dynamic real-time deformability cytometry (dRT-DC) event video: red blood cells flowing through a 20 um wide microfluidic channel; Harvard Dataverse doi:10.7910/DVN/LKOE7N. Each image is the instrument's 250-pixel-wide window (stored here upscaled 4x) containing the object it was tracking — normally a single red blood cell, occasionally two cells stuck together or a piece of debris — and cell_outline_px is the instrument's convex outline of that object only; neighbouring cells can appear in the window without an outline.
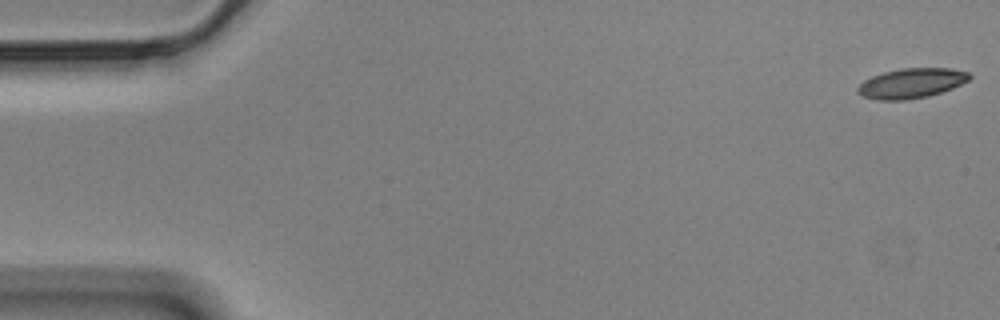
{"species": "Egyptian fruit bat (a non-hibernating species)", "species_latin": "Rousettus aegyptiacus", "temperature_condition": "cold", "stored_images_in_passage": 57, "camera_frame_rate_fps": 3000, "um_per_image_px": 0.085, "animal": {"sex": "male"}, "frame": {"image": 1, "passage_image": 1, "time_ms": 0.0, "image_size_px": [1000, 320], "cell_outline_px": [[972, 76], [968, 80], [952, 88], [928, 96], [908, 100], [876, 100], [864, 96], [856, 92], [856, 88], [864, 80], [872, 76], [884, 72], [900, 68], [952, 68], [968, 72]], "centroid_in_image_um": [77.45, 7.07], "position_along_channel_um": 7.6, "area_um2": 19.48}}
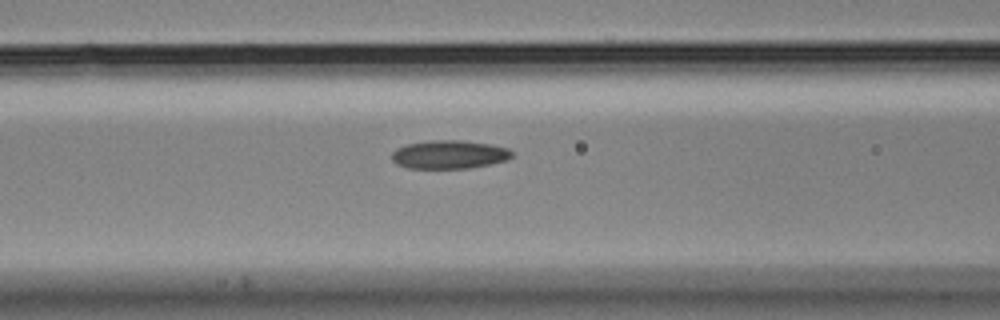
{"frame": {"image": 2, "passage_image": 23, "time_ms": 7.333, "image_size_px": [1000, 320], "cell_outline_px": [[512, 156], [508, 160], [468, 168], [408, 168], [396, 164], [392, 160], [392, 152], [396, 148], [408, 144], [432, 140], [460, 140], [492, 144], [508, 148], [512, 152]], "centroid_in_image_um": [38.18, 13.13], "position_along_channel_um": 128.4, "area_um2": 19.88}}
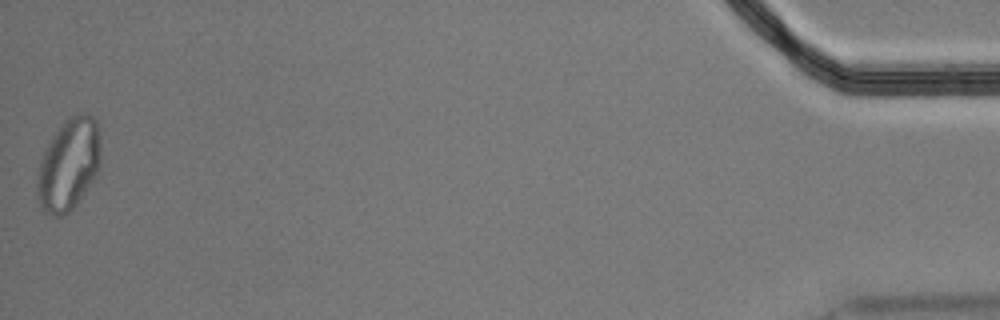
{"frame": {"image": 3, "passage_image": 57, "time_ms": 18.667, "image_size_px": [1000, 320], "cell_outline_px": [[100, 172], [80, 200], [68, 212], [60, 216], [52, 216], [44, 212], [36, 196], [36, 184], [40, 160], [52, 136], [64, 120], [68, 116], [76, 112], [80, 112], [92, 116], [96, 120], [100, 136]], "centroid_in_image_um": [5.86, 13.98], "position_along_channel_um": 429.3, "area_um2": 34.62}, "authors_computed_cell_mechanics": {"area_um2": 20.4612, "velocity_mm_per_s": 3.4952, "shape_relaxation_time_tau1_ms": null, "shape_relaxation_time_tau2_ms": 4.0654, "deformation_change_tau1": null, "deformation_change_tau2": 0.0901}}